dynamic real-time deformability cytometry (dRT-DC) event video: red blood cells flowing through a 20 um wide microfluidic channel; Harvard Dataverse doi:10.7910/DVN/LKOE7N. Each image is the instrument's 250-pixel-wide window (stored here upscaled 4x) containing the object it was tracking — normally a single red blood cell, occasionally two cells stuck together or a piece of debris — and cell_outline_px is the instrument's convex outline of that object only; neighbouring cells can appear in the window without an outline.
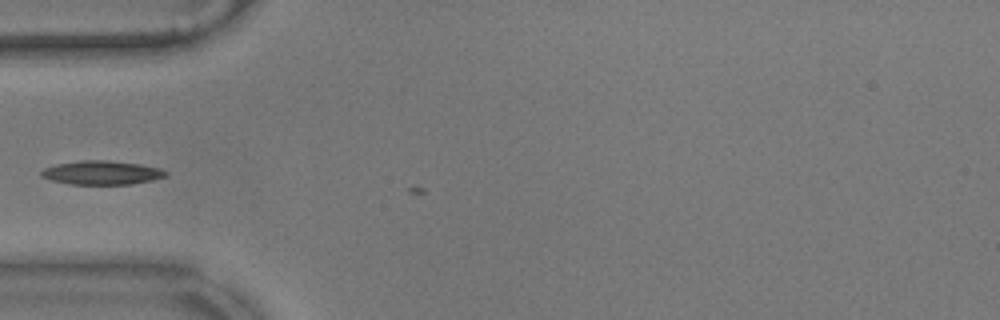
{"species": "common noctule bat (a hibernating species)", "species_latin": "Nyctalus noctula", "temperature_condition": "warm", "stored_images_in_passage": 3, "camera_frame_rate_fps": 3000, "um_per_image_px": 0.085, "animal": {"sex": "male", "body_mass_g": 17.9}, "frame": {"image": 1, "passage_image": 2, "time_ms": 0.333, "image_size_px": [1000, 320], "cell_outline_px": [[168, 176], [152, 180], [132, 184], [68, 184], [52, 180], [40, 176], [40, 172], [44, 168], [56, 164], [80, 160], [108, 160], [140, 164], [160, 168], [168, 172]], "centroid_in_image_um": [8.66, 14.67], "position_along_channel_um": 76.3, "area_um2": 17.4}}